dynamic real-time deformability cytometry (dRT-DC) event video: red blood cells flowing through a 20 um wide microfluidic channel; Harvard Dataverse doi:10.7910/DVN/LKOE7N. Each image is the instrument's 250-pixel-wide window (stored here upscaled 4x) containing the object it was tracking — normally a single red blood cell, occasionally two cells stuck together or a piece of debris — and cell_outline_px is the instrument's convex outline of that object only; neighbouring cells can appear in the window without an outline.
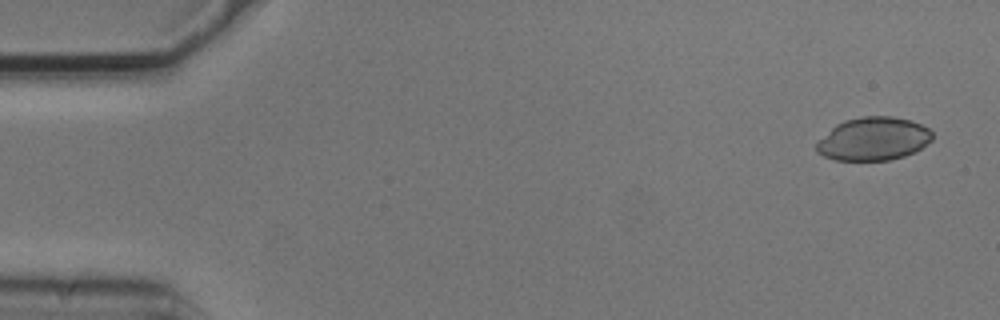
{"species": "common noctule bat (a hibernating species)", "species_latin": "Nyctalus noctula", "temperature_condition": "cold", "stored_images_in_passage": 7, "camera_frame_rate_fps": 3000, "um_per_image_px": 0.085, "animal": {"sex": "male", "body_mass_g": 20.5, "forearm_length_mm": 52.5}, "frame": {"image": 1, "passage_image": 1, "time_ms": 0.0, "image_size_px": [1000, 320], "cell_outline_px": [[932, 140], [920, 148], [904, 156], [888, 160], [836, 160], [824, 156], [816, 152], [816, 144], [836, 124], [844, 120], [864, 116], [892, 116], [912, 120], [928, 128], [932, 132]], "centroid_in_image_um": [74.25, 11.79], "position_along_channel_um": 10.8, "area_um2": 28.96}}
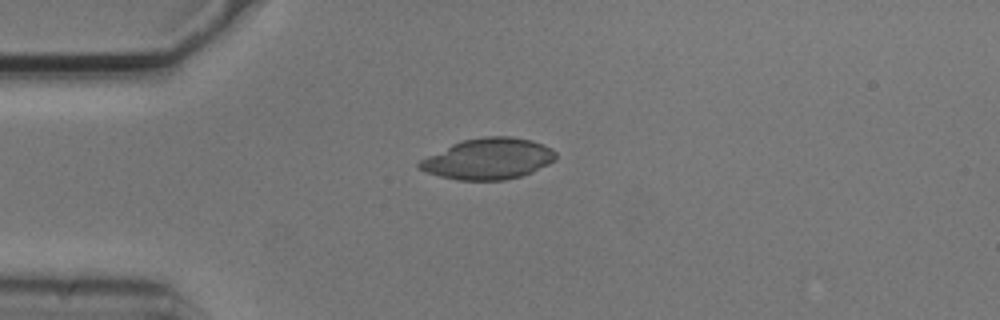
{"frame": {"image": 2, "passage_image": 4, "time_ms": 1.0, "image_size_px": [1000, 320], "cell_outline_px": [[556, 160], [532, 172], [520, 176], [504, 180], [456, 180], [440, 176], [428, 172], [420, 168], [416, 164], [420, 160], [452, 144], [464, 140], [484, 136], [508, 136], [532, 140], [544, 144], [552, 148], [556, 152]], "centroid_in_image_um": [41.54, 13.49], "position_along_channel_um": 43.5, "area_um2": 32.48}}